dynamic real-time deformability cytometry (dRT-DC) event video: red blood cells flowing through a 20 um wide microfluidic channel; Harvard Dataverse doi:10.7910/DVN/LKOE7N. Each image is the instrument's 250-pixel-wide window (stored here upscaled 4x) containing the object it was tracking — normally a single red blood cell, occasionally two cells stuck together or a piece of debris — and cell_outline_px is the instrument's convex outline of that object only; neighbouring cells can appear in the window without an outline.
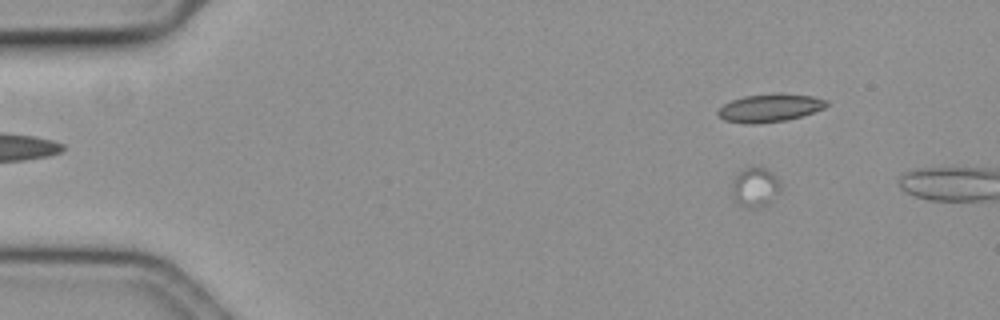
{"species": "common noctule bat (a hibernating species)", "species_latin": "Nyctalus noctula", "temperature_condition": "cold", "stored_images_in_passage": 8, "camera_frame_rate_fps": 3000, "um_per_image_px": 0.085, "animal": {"sex": "female", "body_mass_g": 19.3, "forearm_length_mm": 54.1}, "frame": {"image": 1, "passage_image": 6, "time_ms": 1.667, "image_size_px": [1000, 320], "cell_outline_px": [[776, 192], [768, 204], [764, 208], [744, 208], [732, 196], [732, 180], [744, 168], [764, 168], [776, 180]], "centroid_in_image_um": [64.07, 15.97], "position_along_channel_um": 20.9, "area_um2": 10.52}}